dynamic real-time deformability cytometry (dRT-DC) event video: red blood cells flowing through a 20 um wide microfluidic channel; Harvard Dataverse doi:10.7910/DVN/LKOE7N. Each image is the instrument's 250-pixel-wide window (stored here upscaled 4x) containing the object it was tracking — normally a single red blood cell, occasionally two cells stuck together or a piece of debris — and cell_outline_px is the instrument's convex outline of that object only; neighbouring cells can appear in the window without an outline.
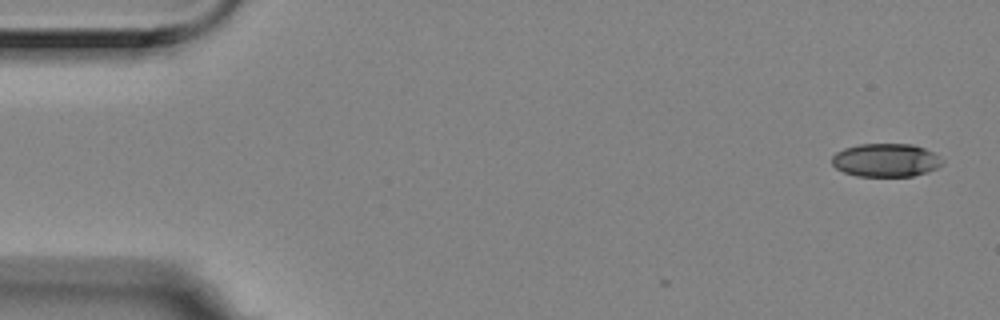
{"species": "Egyptian fruit bat (a non-hibernating species)", "species_latin": "Rousettus aegyptiacus", "temperature_condition": "room temperature", "stored_images_in_passage": 4, "camera_frame_rate_fps": 3000, "um_per_image_px": 0.085, "animal": {"sex": "female"}, "frame": {"image": 1, "passage_image": 1, "time_ms": 0.0, "image_size_px": [1000, 320], "cell_outline_px": [[944, 164], [936, 168], [912, 176], [856, 176], [844, 172], [836, 168], [832, 164], [832, 156], [836, 152], [844, 148], [860, 144], [912, 144], [924, 148], [932, 152], [944, 160]], "centroid_in_image_um": [75.28, 13.61], "position_along_channel_um": 9.7, "area_um2": 21.39}}